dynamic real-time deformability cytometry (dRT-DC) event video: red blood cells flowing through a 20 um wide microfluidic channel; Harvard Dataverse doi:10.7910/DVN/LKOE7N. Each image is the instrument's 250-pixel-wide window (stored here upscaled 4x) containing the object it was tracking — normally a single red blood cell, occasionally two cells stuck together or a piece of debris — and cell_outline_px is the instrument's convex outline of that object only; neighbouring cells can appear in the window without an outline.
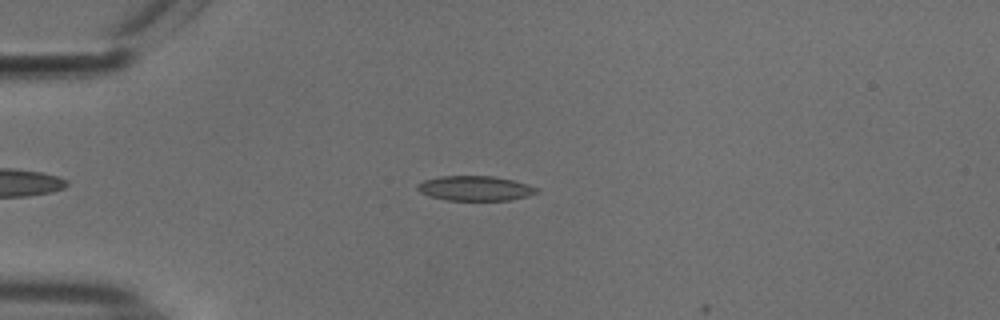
{"species": "common noctule bat (a hibernating species)", "species_latin": "Nyctalus noctula", "temperature_condition": "cold", "stored_images_in_passage": 14, "camera_frame_rate_fps": 3000, "um_per_image_px": 0.085, "animal": {"sex": "male", "body_mass_g": 18.8}, "frame": {"image": 1, "passage_image": 13, "time_ms": 4.0, "image_size_px": [1000, 320], "cell_outline_px": [[540, 192], [528, 196], [508, 200], [448, 200], [428, 196], [420, 192], [416, 188], [416, 184], [424, 180], [440, 176], [492, 176], [512, 180], [528, 184], [540, 188]], "centroid_in_image_um": [40.39, 16.0], "position_along_channel_um": 44.6, "area_um2": 17.34}}